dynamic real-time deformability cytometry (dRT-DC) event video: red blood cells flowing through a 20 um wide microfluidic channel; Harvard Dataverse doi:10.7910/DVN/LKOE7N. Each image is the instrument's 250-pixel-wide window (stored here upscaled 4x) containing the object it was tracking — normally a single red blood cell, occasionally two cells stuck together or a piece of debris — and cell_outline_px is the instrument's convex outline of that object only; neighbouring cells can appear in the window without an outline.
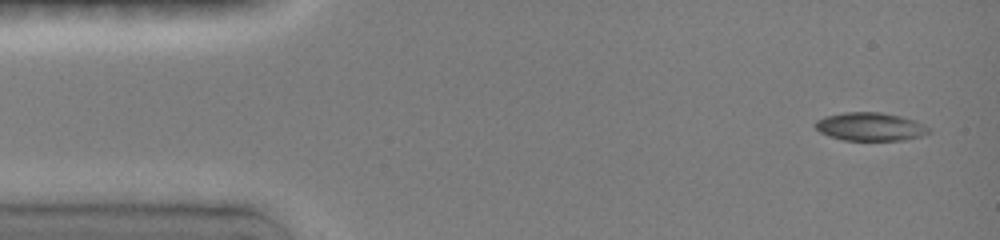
{"species": "common noctule bat (a hibernating species)", "species_latin": "Nyctalus noctula", "temperature_condition": "room temperature", "stored_images_in_passage": 13, "camera_frame_rate_fps": 3000, "um_per_image_px": 0.085, "animal": {"sex": "female", "body_mass_g": 19.0, "forearm_length_mm": 51.5}, "frame": {"image": 1, "passage_image": 1, "time_ms": 0.0, "image_size_px": [1000, 240], "cell_outline_px": [[932, 132], [920, 136], [904, 140], [844, 140], [828, 136], [820, 132], [816, 128], [816, 120], [824, 116], [844, 112], [880, 112], [900, 116], [916, 120], [924, 124]], "centroid_in_image_um": [73.98, 10.76], "position_along_channel_um": 11.0, "area_um2": 18.73}}
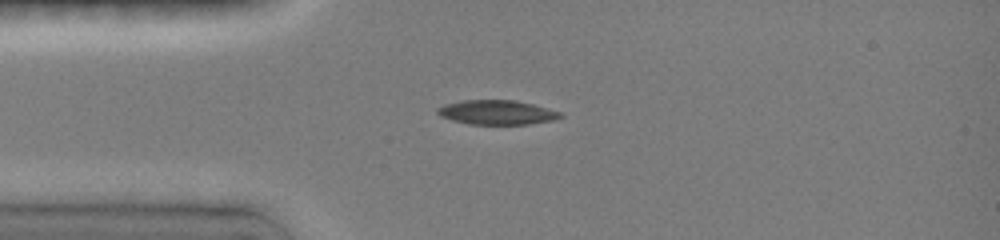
{"frame": {"image": 2, "passage_image": 8, "time_ms": 3.0, "image_size_px": [1000, 240], "cell_outline_px": [[564, 116], [556, 120], [528, 124], [468, 124], [452, 120], [440, 116], [436, 112], [436, 108], [444, 104], [460, 100], [512, 100], [532, 104], [560, 112]], "centroid_in_image_um": [42.2, 9.55], "position_along_channel_um": 42.8, "area_um2": 17.51}}
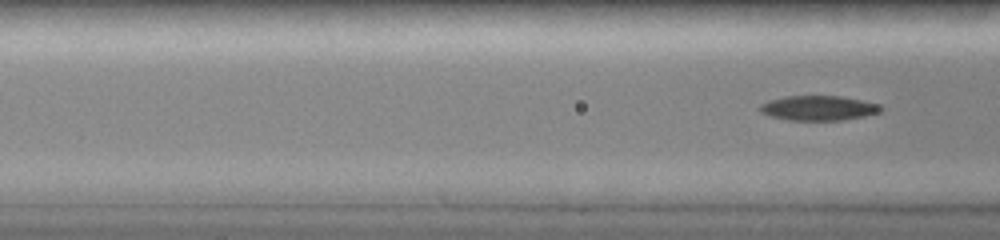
{"frame": {"image": 3, "passage_image": 13, "time_ms": 4.667, "image_size_px": [1000, 240], "cell_outline_px": [[884, 108], [880, 112], [864, 116], [840, 120], [788, 120], [768, 116], [760, 112], [760, 104], [784, 96], [840, 96], [880, 104]], "centroid_in_image_um": [69.57, 9.19], "position_along_channel_um": 97.0, "area_um2": 17.4}}